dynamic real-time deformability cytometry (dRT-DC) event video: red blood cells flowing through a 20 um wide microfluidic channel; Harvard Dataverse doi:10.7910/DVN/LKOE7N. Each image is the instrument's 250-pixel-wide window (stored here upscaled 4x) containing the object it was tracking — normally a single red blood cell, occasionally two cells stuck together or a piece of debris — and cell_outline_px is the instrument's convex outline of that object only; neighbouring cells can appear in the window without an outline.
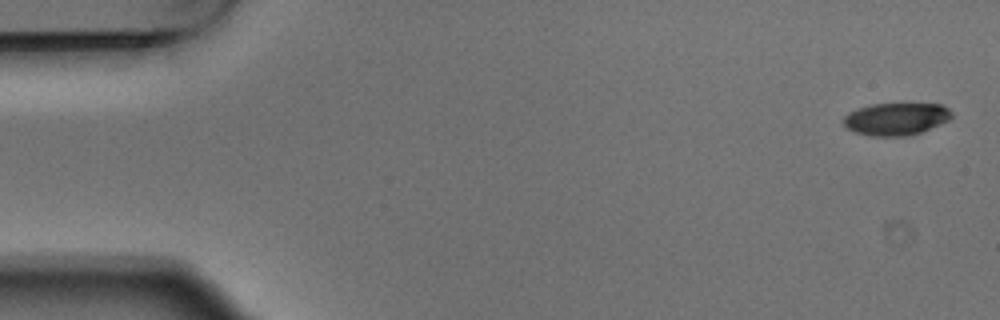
{"species": "Egyptian fruit bat (a non-hibernating species)", "species_latin": "Rousettus aegyptiacus", "temperature_condition": "warm", "stored_images_in_passage": 9, "camera_frame_rate_fps": 3000, "um_per_image_px": 0.085, "animal": {"sex": "male"}, "frame": {"image": 1, "passage_image": 1, "time_ms": 0.0, "image_size_px": [1000, 320], "cell_outline_px": [[952, 116], [948, 120], [940, 124], [912, 136], [872, 136], [856, 132], [848, 128], [844, 124], [844, 116], [848, 112], [872, 104], [904, 100], [944, 104], [952, 112]], "centroid_in_image_um": [76.24, 10.05], "position_along_channel_um": 8.8, "area_um2": 21.39}}
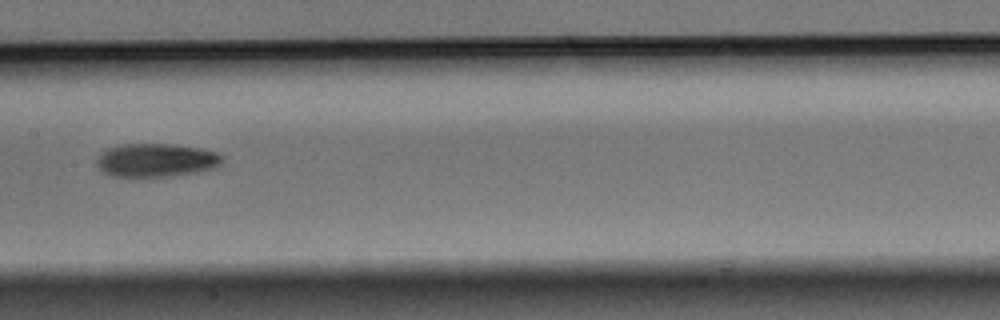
{"frame": {"image": 2, "passage_image": 7, "time_ms": 2.0, "image_size_px": [1000, 320], "cell_outline_px": [[224, 160], [216, 168], [200, 172], [172, 176], [112, 176], [104, 172], [96, 164], [96, 160], [108, 148], [124, 144], [176, 144], [200, 148], [220, 152], [224, 156]], "centroid_in_image_um": [13.37, 13.61], "position_along_channel_um": 194.0, "area_um2": 24.62}}
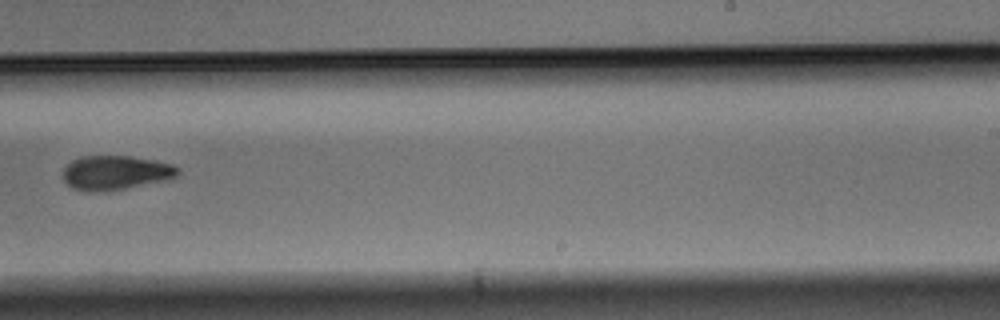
{"frame": {"image": 3, "passage_image": 9, "time_ms": 2.667, "image_size_px": [1000, 320], "cell_outline_px": [[180, 172], [176, 176], [164, 180], [124, 188], [100, 192], [88, 192], [72, 188], [64, 180], [64, 168], [72, 160], [80, 156], [128, 156], [156, 160], [172, 164], [180, 168]], "centroid_in_image_um": [9.82, 14.67], "position_along_channel_um": 279.2, "area_um2": 22.83}}